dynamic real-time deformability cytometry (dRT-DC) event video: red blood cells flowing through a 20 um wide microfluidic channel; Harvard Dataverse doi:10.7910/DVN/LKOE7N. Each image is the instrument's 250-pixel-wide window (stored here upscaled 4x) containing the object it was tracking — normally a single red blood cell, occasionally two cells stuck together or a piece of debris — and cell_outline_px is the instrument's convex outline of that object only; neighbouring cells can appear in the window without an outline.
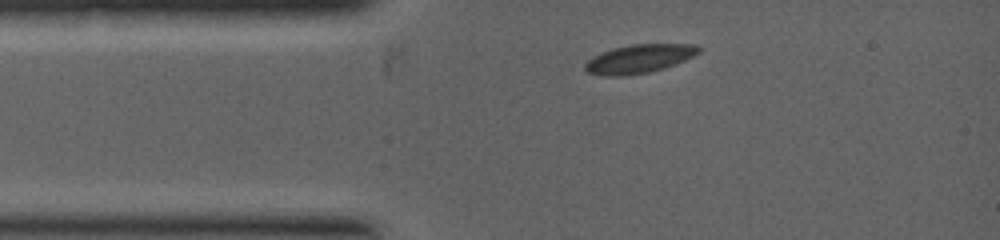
{"species": "common noctule bat (a hibernating species)", "species_latin": "Nyctalus noctula", "temperature_condition": "warm", "stored_images_in_passage": 2, "camera_frame_rate_fps": 5000, "um_per_image_px": 0.085, "animal": {"sex": "female", "body_mass_g": 19.0, "forearm_length_mm": 53.3}, "frame": {"image": 1, "passage_image": 1, "time_ms": 0.0, "image_size_px": [1000, 240], "cell_outline_px": [[700, 52], [684, 60], [664, 68], [648, 72], [624, 76], [604, 76], [588, 72], [584, 68], [584, 64], [592, 56], [600, 52], [612, 48], [632, 44], [696, 44], [700, 48]], "centroid_in_image_um": [54.29, 4.99], "position_along_channel_um": 30.7, "area_um2": 18.96}}
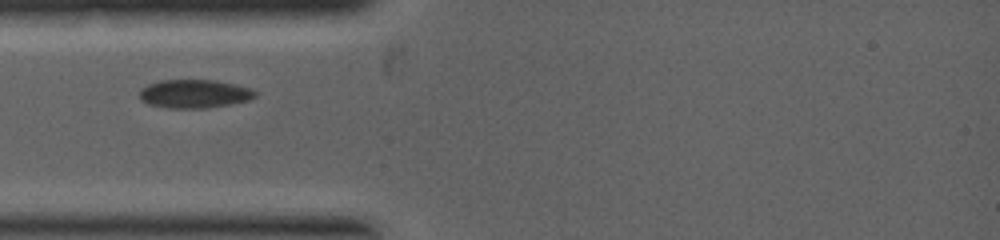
{"frame": {"image": 2, "passage_image": 2, "time_ms": 0.8, "image_size_px": [1000, 240], "cell_outline_px": [[256, 96], [248, 100], [208, 108], [168, 108], [148, 104], [140, 100], [140, 88], [148, 84], [160, 80], [216, 80], [252, 88], [256, 92]], "centroid_in_image_um": [16.5, 7.97], "position_along_channel_um": 68.5, "area_um2": 19.25}}